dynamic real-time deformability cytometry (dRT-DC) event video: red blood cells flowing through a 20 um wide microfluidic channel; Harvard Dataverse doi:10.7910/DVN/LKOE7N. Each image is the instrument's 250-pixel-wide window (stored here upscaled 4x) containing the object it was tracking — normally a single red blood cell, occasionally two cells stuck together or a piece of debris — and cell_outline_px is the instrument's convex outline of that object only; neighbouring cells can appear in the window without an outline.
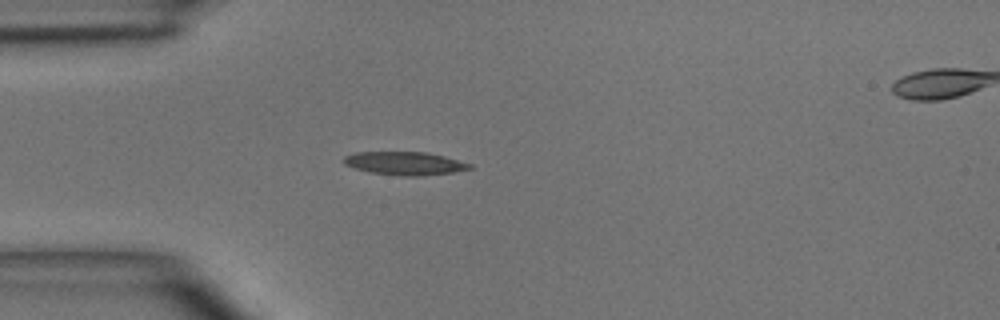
{"species": "common noctule bat (a hibernating species)", "species_latin": "Nyctalus noctula", "temperature_condition": "room temperature", "stored_images_in_passage": 4, "segment_of_instrument_passage": [1, 2], "camera_frame_rate_fps": 3000, "um_per_image_px": 0.085, "animal": {"sex": "male", "body_mass_g": 15.6}, "frame": {"image": 1, "passage_image": 3, "time_ms": 3.333, "image_size_px": [1000, 320], "cell_outline_px": [[472, 168], [452, 172], [424, 176], [400, 176], [368, 172], [344, 164], [344, 156], [356, 152], [424, 152], [444, 156], [472, 164]], "centroid_in_image_um": [34.4, 13.89], "position_along_channel_um": 50.6, "area_um2": 16.99}}